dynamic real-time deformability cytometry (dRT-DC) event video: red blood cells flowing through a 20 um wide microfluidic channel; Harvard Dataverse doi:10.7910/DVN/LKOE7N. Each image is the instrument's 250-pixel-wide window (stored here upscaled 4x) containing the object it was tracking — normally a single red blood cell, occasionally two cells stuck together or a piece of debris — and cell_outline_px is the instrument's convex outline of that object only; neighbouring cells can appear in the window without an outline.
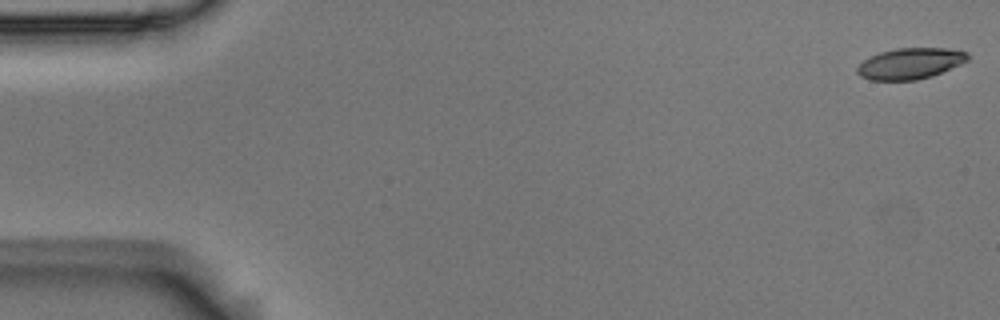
{"species": "Egyptian fruit bat (a non-hibernating species)", "species_latin": "Rousettus aegyptiacus", "temperature_condition": "room temperature", "stored_images_in_passage": 6, "camera_frame_rate_fps": 3000, "um_per_image_px": 0.085, "animal": {"sex": "male"}, "frame": {"image": 1, "passage_image": 1, "time_ms": 0.0, "image_size_px": [1000, 320], "cell_outline_px": [[968, 60], [960, 64], [932, 76], [916, 80], [868, 80], [860, 76], [856, 72], [856, 68], [868, 56], [880, 52], [896, 48], [948, 48], [968, 52]], "centroid_in_image_um": [77.34, 5.39], "position_along_channel_um": 7.7, "area_um2": 20.06}}
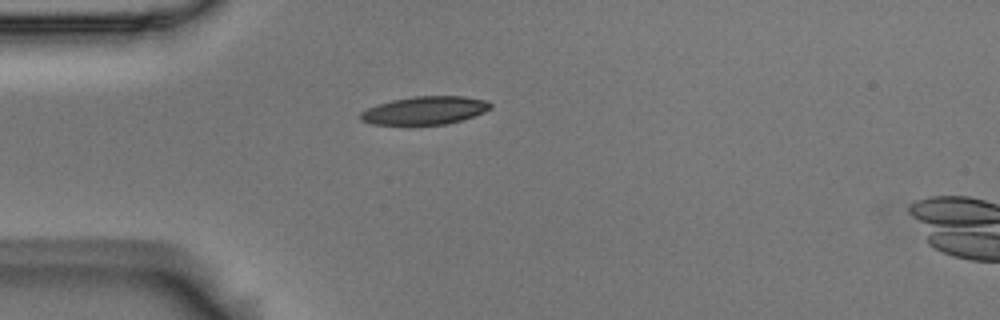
{"frame": {"image": 2, "passage_image": 5, "time_ms": 1.333, "image_size_px": [1000, 320], "cell_outline_px": [[492, 108], [484, 112], [448, 124], [372, 124], [360, 120], [360, 112], [368, 108], [392, 100], [416, 96], [464, 96], [484, 100], [492, 104]], "centroid_in_image_um": [36.12, 9.38], "position_along_channel_um": 48.9, "area_um2": 20.98}}